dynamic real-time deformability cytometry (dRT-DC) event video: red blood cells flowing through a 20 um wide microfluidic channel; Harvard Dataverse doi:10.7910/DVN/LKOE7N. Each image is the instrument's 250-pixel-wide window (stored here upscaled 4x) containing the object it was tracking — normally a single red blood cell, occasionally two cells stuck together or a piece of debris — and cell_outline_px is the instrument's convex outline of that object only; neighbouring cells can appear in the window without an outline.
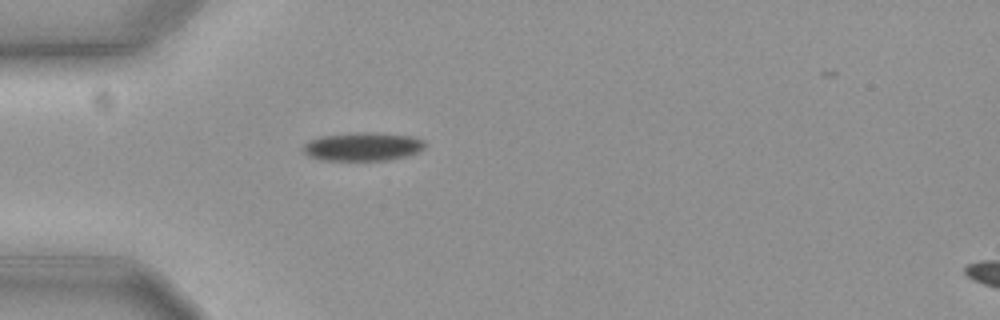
{"species": "common noctule bat (a hibernating species)", "species_latin": "Nyctalus noctula", "temperature_condition": "cold", "stored_images_in_passage": 40, "camera_frame_rate_fps": 3000, "um_per_image_px": 0.085, "animal": {"sex": "female", "body_mass_g": 19.3, "forearm_length_mm": 54.1}, "frame": {"image": 1, "passage_image": 1, "time_ms": 0.0, "image_size_px": [1000, 320], "cell_outline_px": [[424, 148], [416, 152], [404, 156], [388, 160], [320, 160], [308, 156], [300, 148], [304, 144], [312, 140], [324, 136], [364, 132], [412, 136], [424, 140]], "centroid_in_image_um": [30.81, 12.47], "position_along_channel_um": 54.2, "area_um2": 19.83}}
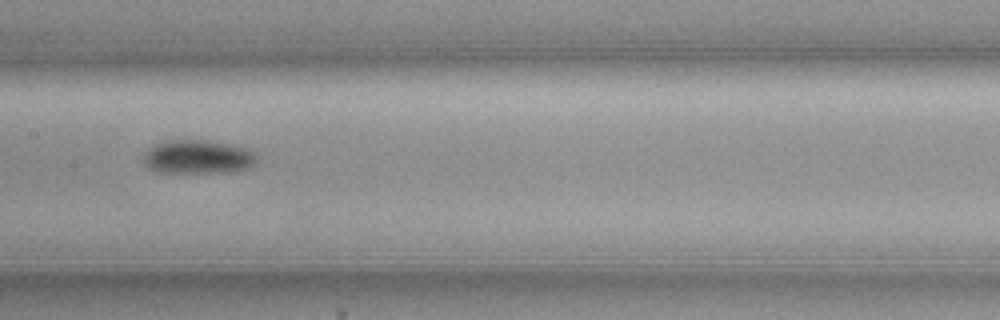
{"frame": {"image": 2, "passage_image": 13, "time_ms": 4.0, "image_size_px": [1000, 320], "cell_outline_px": [[260, 160], [256, 164], [244, 168], [228, 172], [156, 172], [148, 168], [144, 160], [144, 156], [156, 144], [164, 140], [208, 140], [228, 144], [244, 148], [252, 152]], "centroid_in_image_um": [16.83, 13.34], "position_along_channel_um": 190.6, "area_um2": 21.96}}
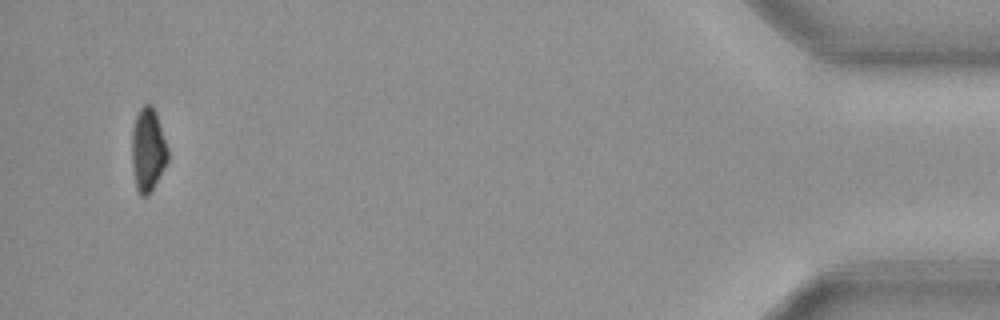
{"frame": {"image": 3, "passage_image": 39, "time_ms": 12.667, "image_size_px": [1000, 320], "cell_outline_px": [[168, 160], [164, 168], [148, 196], [140, 196], [136, 188], [132, 164], [132, 128], [136, 116], [140, 108], [144, 104], [152, 104], [156, 112], [168, 148]], "centroid_in_image_um": [12.57, 12.72], "position_along_channel_um": 422.6, "area_um2": 17.51}}